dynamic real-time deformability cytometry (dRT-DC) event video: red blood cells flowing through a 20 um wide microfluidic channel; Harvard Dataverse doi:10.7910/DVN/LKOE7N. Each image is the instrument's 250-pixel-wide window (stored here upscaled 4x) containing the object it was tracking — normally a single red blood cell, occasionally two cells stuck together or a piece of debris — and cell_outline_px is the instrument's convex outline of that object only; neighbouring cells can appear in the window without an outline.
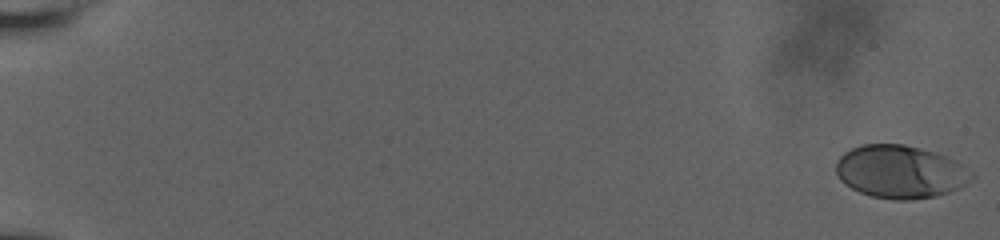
{"species": "human", "species_latin": "Homo sapiens", "temperature_condition": "room temperature", "stored_images_in_passage": 57, "camera_frame_rate_fps": 3000, "um_per_image_px": 0.085, "donor": {"sex": "male"}, "frame": {"image": 1, "passage_image": 1, "time_ms": 0.0, "image_size_px": [1000, 240], "cell_outline_px": [[976, 176], [968, 184], [948, 192], [936, 196], [912, 200], [892, 200], [872, 196], [860, 192], [844, 184], [840, 180], [836, 172], [836, 164], [840, 156], [844, 152], [860, 144], [904, 144], [936, 152], [964, 164]], "centroid_in_image_um": [76.55, 14.6], "position_along_channel_um": 8.4, "area_um2": 42.25}}
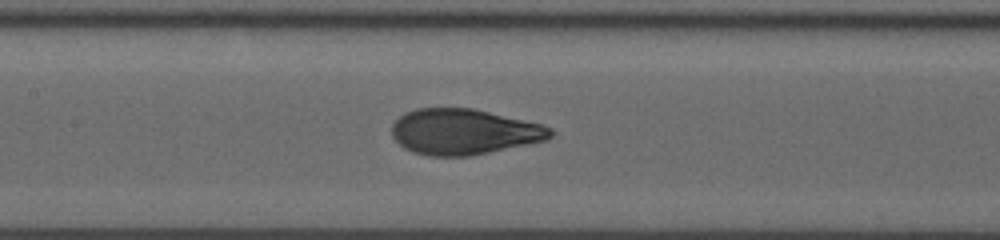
{"frame": {"image": 2, "passage_image": 31, "time_ms": 10.0, "image_size_px": [1000, 240], "cell_outline_px": [[552, 136], [548, 140], [468, 156], [428, 156], [412, 152], [404, 148], [392, 136], [392, 124], [404, 112], [416, 108], [472, 108], [524, 120], [540, 124], [552, 128]], "centroid_in_image_um": [39.4, 11.2], "position_along_channel_um": 168.0, "area_um2": 42.08}}
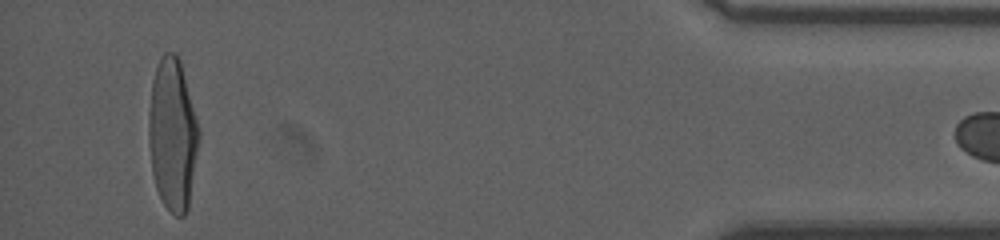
{"frame": {"image": 3, "passage_image": 56, "time_ms": 18.333, "image_size_px": [1000, 240], "cell_outline_px": [[200, 136], [188, 208], [184, 216], [176, 216], [164, 204], [156, 188], [152, 172], [148, 140], [148, 112], [152, 80], [160, 56], [164, 52], [176, 52], [180, 60], [200, 128]], "centroid_in_image_um": [14.66, 11.39], "position_along_channel_um": 420.5, "area_um2": 44.8}}